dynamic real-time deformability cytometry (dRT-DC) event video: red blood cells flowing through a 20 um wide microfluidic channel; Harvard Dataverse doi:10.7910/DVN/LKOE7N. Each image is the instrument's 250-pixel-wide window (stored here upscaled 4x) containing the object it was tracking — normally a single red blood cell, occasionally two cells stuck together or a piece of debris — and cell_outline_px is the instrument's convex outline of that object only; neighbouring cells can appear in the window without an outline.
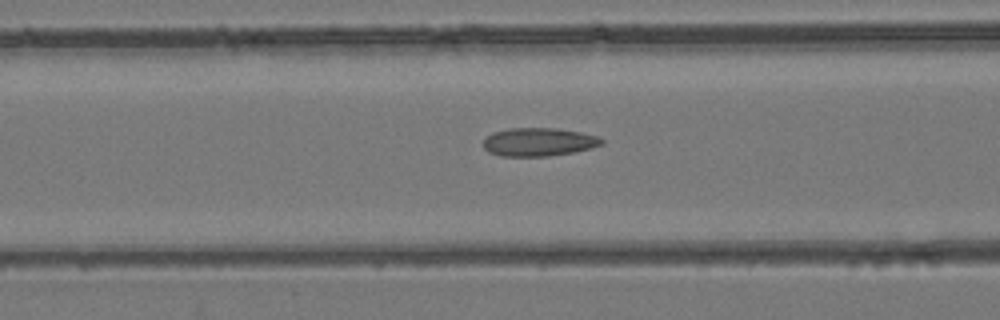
{"species": "common noctule bat (a hibernating species)", "species_latin": "Nyctalus noctula", "temperature_condition": "room temperature", "stored_images_in_passage": 48, "camera_frame_rate_fps": 3000, "um_per_image_px": 0.085, "animal": {"sex": "female", "body_mass_g": 24.6, "forearm_length_mm": 56.2}, "frame": {"image": 1, "passage_image": 20, "time_ms": 6.333, "image_size_px": [1000, 320], "cell_outline_px": [[604, 144], [592, 148], [572, 152], [548, 156], [500, 156], [488, 152], [484, 148], [484, 140], [492, 132], [508, 128], [556, 128], [580, 132], [596, 136], [604, 140]], "centroid_in_image_um": [45.78, 12.06], "position_along_channel_um": 120.8, "area_um2": 19.54}}
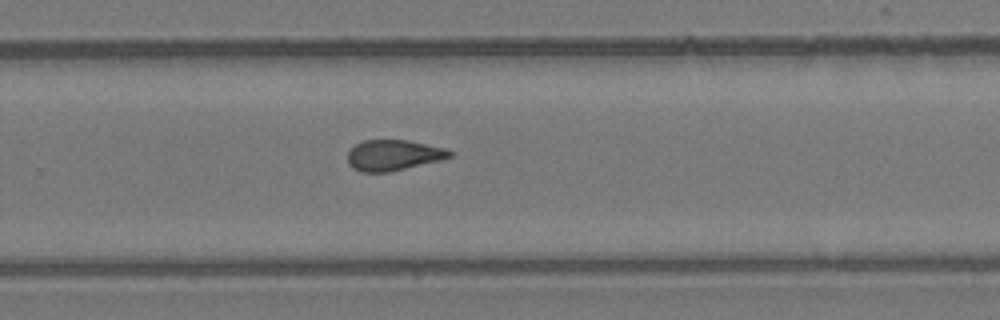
{"frame": {"image": 2, "passage_image": 32, "time_ms": 10.333, "image_size_px": [1000, 320], "cell_outline_px": [[456, 152], [452, 156], [440, 160], [388, 172], [360, 172], [352, 168], [348, 164], [348, 148], [364, 140], [408, 140], [444, 148]], "centroid_in_image_um": [33.41, 13.19], "position_along_channel_um": 296.4, "area_um2": 18.32}}
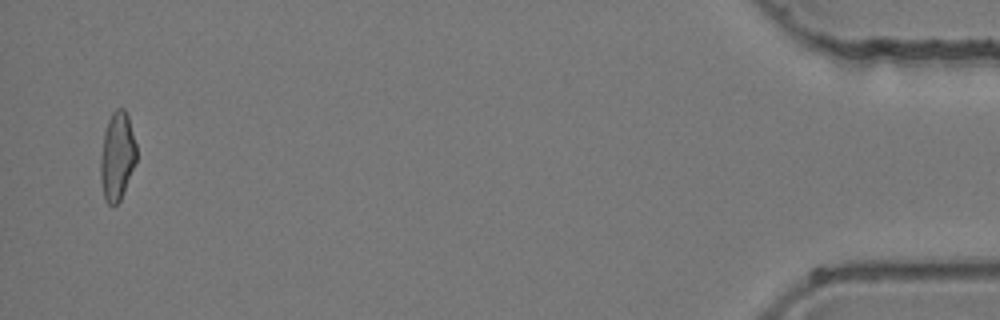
{"frame": {"image": 3, "passage_image": 47, "time_ms": 15.333, "image_size_px": [1000, 320], "cell_outline_px": [[136, 160], [120, 200], [116, 204], [108, 204], [104, 200], [100, 180], [100, 156], [104, 132], [108, 120], [112, 112], [116, 108], [124, 108], [128, 116], [136, 144]], "centroid_in_image_um": [9.93, 13.26], "position_along_channel_um": 425.3, "area_um2": 18.44}}